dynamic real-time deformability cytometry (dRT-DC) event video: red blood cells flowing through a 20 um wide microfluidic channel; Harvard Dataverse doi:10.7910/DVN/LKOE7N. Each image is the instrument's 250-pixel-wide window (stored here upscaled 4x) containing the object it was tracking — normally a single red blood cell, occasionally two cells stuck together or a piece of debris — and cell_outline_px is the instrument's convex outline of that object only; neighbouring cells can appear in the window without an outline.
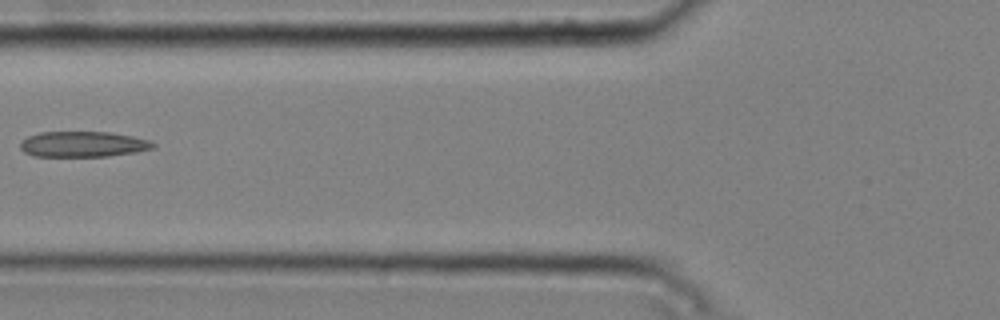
{"species": "common noctule bat (a hibernating species)", "species_latin": "Nyctalus noctula", "temperature_condition": "cold", "stored_images_in_passage": 4, "camera_frame_rate_fps": 3000, "um_per_image_px": 0.085, "animal": {"sex": "male", "body_mass_g": 20.4}, "frame": {"image": 1, "passage_image": 3, "time_ms": 0.667, "image_size_px": [1000, 320], "cell_outline_px": [[156, 144], [152, 148], [136, 152], [108, 156], [36, 156], [24, 152], [20, 148], [20, 144], [28, 136], [40, 132], [108, 132], [132, 136], [148, 140]], "centroid_in_image_um": [7.05, 12.25], "position_along_channel_um": 118.7, "area_um2": 19.59}}
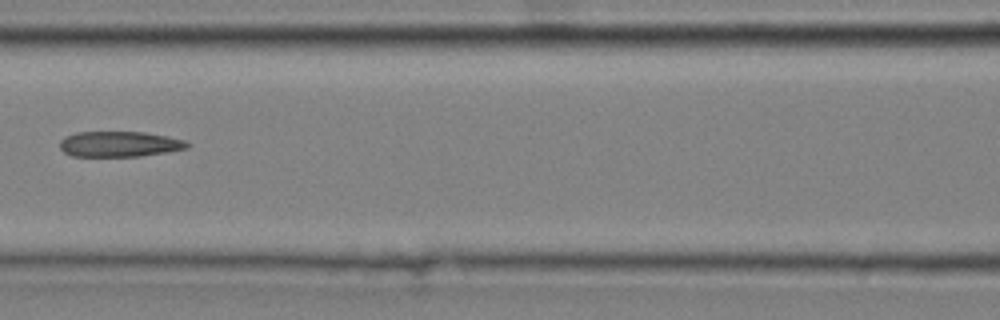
{"frame": {"image": 2, "passage_image": 4, "time_ms": 1.0, "image_size_px": [1000, 320], "cell_outline_px": [[188, 148], [168, 152], [140, 156], [72, 156], [64, 152], [60, 148], [60, 140], [64, 136], [76, 132], [144, 132], [168, 136], [184, 140], [188, 144]], "centroid_in_image_um": [10.13, 12.24], "position_along_channel_um": 156.5, "area_um2": 18.96}}